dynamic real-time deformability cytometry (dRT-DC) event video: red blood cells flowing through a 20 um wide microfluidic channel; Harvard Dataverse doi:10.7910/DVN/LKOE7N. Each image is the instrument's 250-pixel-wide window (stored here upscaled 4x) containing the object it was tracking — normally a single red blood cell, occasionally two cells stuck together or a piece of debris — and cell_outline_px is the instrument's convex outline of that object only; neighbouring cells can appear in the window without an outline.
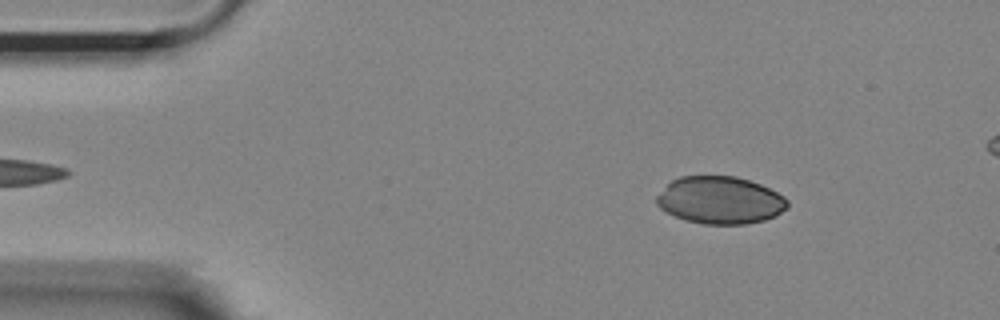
{"species": "Egyptian fruit bat (a non-hibernating species)", "species_latin": "Rousettus aegyptiacus", "temperature_condition": "room temperature", "stored_images_in_passage": 50, "camera_frame_rate_fps": 3000, "um_per_image_px": 0.085, "animal": {"sex": "female"}, "frame": {"image": 1, "passage_image": 5, "time_ms": 1.333, "image_size_px": [1000, 320], "cell_outline_px": [[788, 208], [776, 216], [764, 220], [744, 224], [704, 224], [684, 220], [660, 208], [656, 204], [656, 196], [672, 180], [680, 176], [736, 176], [760, 184], [784, 196], [788, 200]], "centroid_in_image_um": [61.22, 17.02], "position_along_channel_um": 23.8, "area_um2": 36.13}}
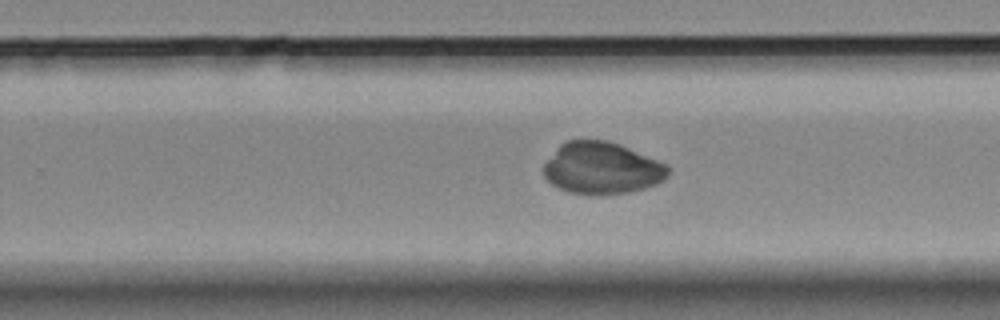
{"frame": {"image": 2, "passage_image": 31, "time_ms": 10.0, "image_size_px": [1000, 320], "cell_outline_px": [[668, 176], [664, 180], [656, 184], [644, 188], [628, 192], [604, 196], [592, 196], [568, 192], [552, 184], [544, 176], [544, 164], [556, 148], [564, 140], [608, 140], [620, 144], [656, 160], [664, 164], [668, 168]], "centroid_in_image_um": [51.13, 14.31], "position_along_channel_um": 278.7, "area_um2": 37.8}}
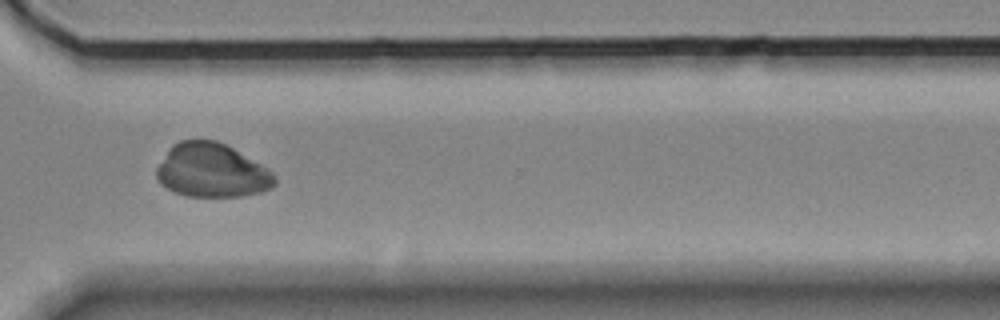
{"frame": {"image": 3, "passage_image": 37, "time_ms": 12.0, "image_size_px": [1000, 320], "cell_outline_px": [[276, 184], [272, 188], [260, 192], [240, 196], [188, 196], [172, 192], [160, 184], [156, 176], [156, 168], [168, 148], [172, 144], [180, 140], [216, 140], [232, 148], [268, 168], [276, 176]], "centroid_in_image_um": [17.98, 14.5], "position_along_channel_um": 352.6, "area_um2": 37.22}}